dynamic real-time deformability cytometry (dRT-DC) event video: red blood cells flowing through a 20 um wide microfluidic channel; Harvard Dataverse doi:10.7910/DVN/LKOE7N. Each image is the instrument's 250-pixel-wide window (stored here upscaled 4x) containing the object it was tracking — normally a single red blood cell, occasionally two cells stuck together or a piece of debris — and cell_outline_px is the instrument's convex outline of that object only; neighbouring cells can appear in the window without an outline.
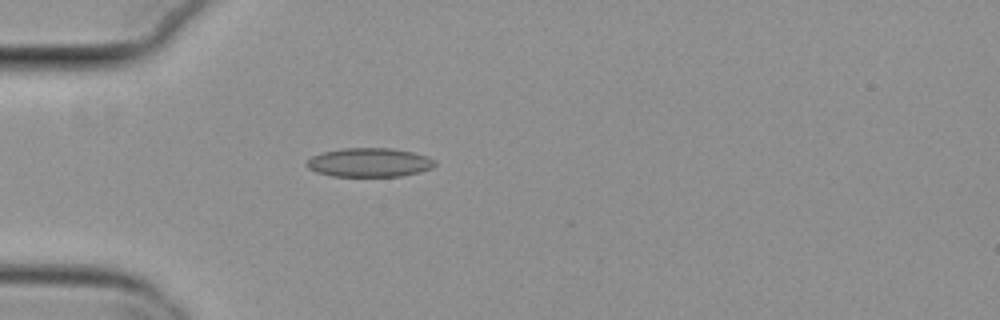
{"species": "common noctule bat (a hibernating species)", "species_latin": "Nyctalus noctula", "temperature_condition": "cold", "stored_images_in_passage": 33, "camera_frame_rate_fps": 3000, "um_per_image_px": 0.085, "animal": {"sex": "female", "body_mass_g": 29.2, "forearm_length_mm": 56.3}, "frame": {"image": 1, "passage_image": 1, "time_ms": 0.0, "image_size_px": [1000, 320], "cell_outline_px": [[436, 164], [432, 168], [420, 172], [400, 176], [332, 176], [316, 172], [308, 168], [304, 164], [312, 156], [324, 152], [344, 148], [392, 148], [412, 152], [424, 156], [432, 160]], "centroid_in_image_um": [31.36, 13.81], "position_along_channel_um": 53.6, "area_um2": 21.44}}
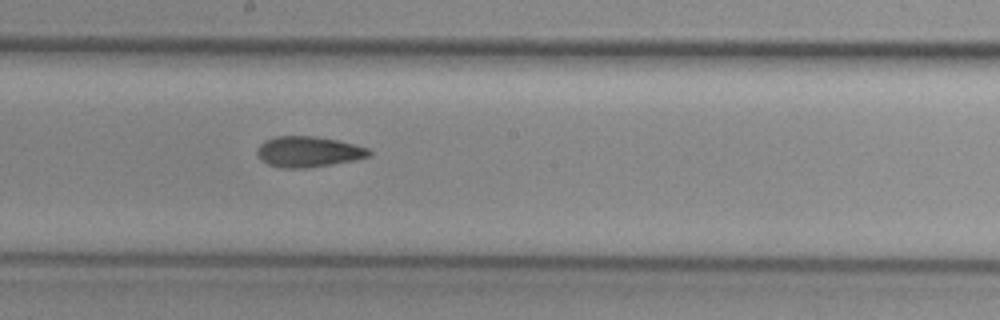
{"frame": {"image": 2, "passage_image": 15, "time_ms": 4.667, "image_size_px": [1000, 320], "cell_outline_px": [[372, 156], [332, 164], [308, 168], [284, 168], [268, 164], [256, 152], [256, 148], [264, 140], [276, 136], [312, 136], [336, 140], [368, 148], [372, 152]], "centroid_in_image_um": [26.21, 12.89], "position_along_channel_um": 222.0, "area_um2": 19.83}}
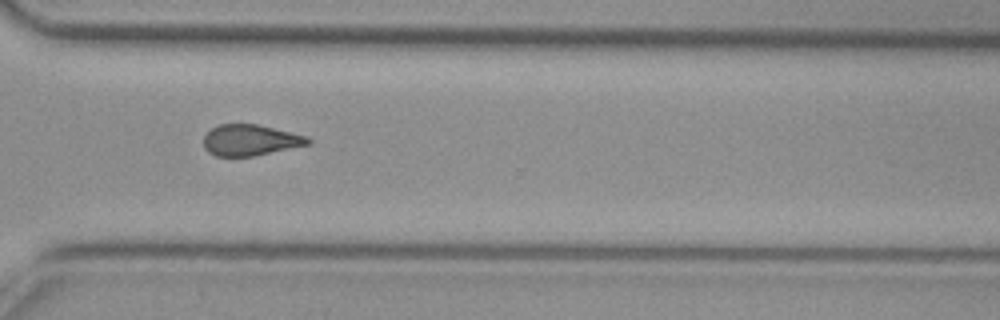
{"frame": {"image": 3, "passage_image": 25, "time_ms": 8.0, "image_size_px": [1000, 320], "cell_outline_px": [[312, 144], [252, 156], [216, 156], [208, 152], [204, 148], [204, 136], [212, 128], [220, 124], [256, 124], [308, 136], [312, 140]], "centroid_in_image_um": [21.3, 11.91], "position_along_channel_um": 349.3, "area_um2": 18.84}, "authors_computed_cell_mechanics": {"area_um2": 19.8254, "velocity_mm_per_s": 3.8298, "shape_relaxation_time_tau1_ms": 10.5142, "shape_relaxation_time_tau2_ms": 4.7541, "deformation_change_tau1": 0.177, "deformation_change_tau2": 0.1081}}